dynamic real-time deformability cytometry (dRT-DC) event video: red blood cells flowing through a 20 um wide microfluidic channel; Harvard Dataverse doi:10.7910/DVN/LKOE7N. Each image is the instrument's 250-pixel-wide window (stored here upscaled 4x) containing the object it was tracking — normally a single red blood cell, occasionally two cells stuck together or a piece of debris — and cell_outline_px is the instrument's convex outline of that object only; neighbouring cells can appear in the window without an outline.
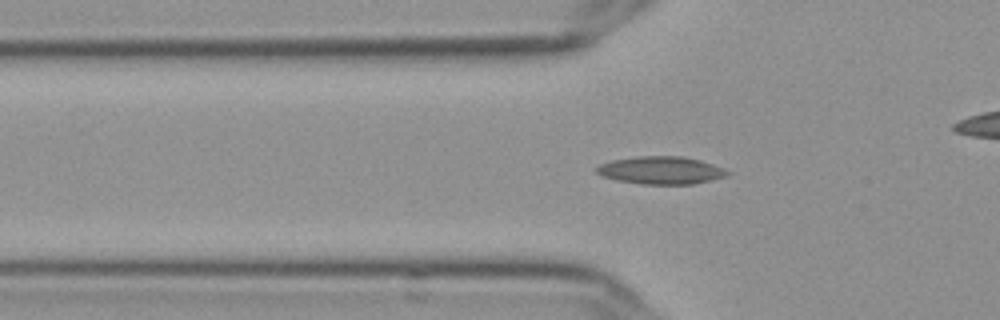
{"species": "Egyptian fruit bat (a non-hibernating species)", "species_latin": "Rousettus aegyptiacus", "temperature_condition": "cold", "stored_images_in_passage": 43, "camera_frame_rate_fps": 3000, "um_per_image_px": 0.085, "frame": {"image": 1, "passage_image": 5, "time_ms": 1.333, "image_size_px": [1000, 320], "cell_outline_px": [[732, 172], [728, 176], [692, 184], [640, 184], [616, 180], [600, 176], [596, 172], [596, 168], [600, 164], [612, 160], [636, 156], [684, 156], [700, 160], [724, 168]], "centroid_in_image_um": [56.18, 14.47], "position_along_channel_um": 69.6, "area_um2": 21.27}}
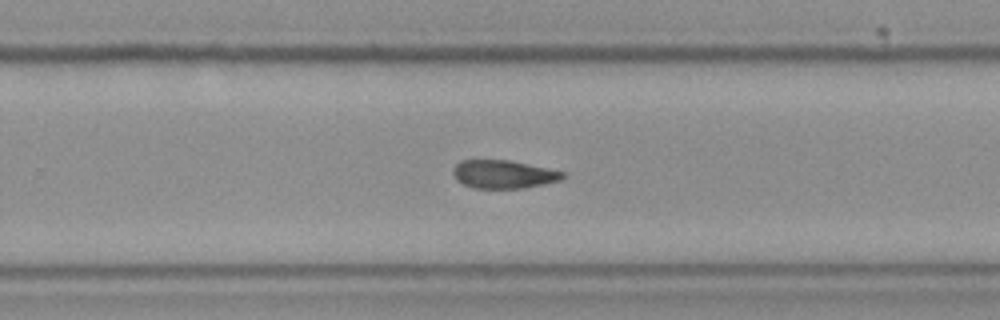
{"frame": {"image": 2, "passage_image": 23, "time_ms": 7.333, "image_size_px": [1000, 320], "cell_outline_px": [[568, 176], [560, 180], [544, 184], [524, 188], [472, 188], [456, 180], [452, 172], [452, 168], [460, 160], [508, 160], [568, 172]], "centroid_in_image_um": [42.82, 14.81], "position_along_channel_um": 287.0, "area_um2": 18.26}}
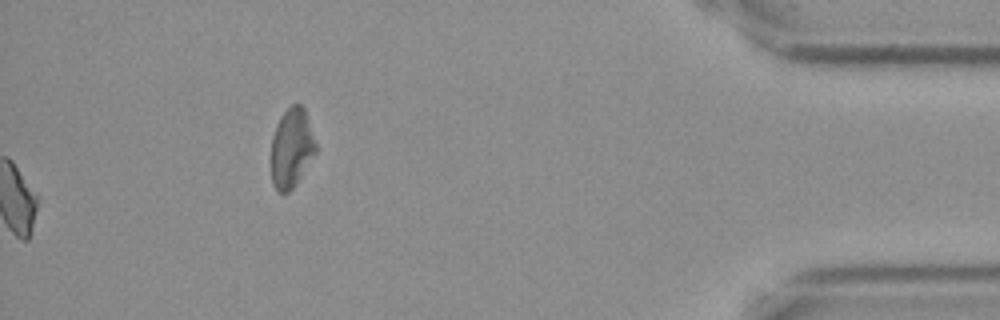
{"frame": {"image": 3, "passage_image": 43, "time_ms": 14.0, "image_size_px": [1000, 320], "cell_outline_px": [[316, 152], [296, 184], [288, 192], [280, 192], [276, 188], [272, 180], [272, 136], [276, 124], [280, 116], [292, 104], [300, 104], [304, 108], [316, 144]], "centroid_in_image_um": [24.78, 12.56], "position_along_channel_um": 410.4, "area_um2": 20.29}, "authors_computed_cell_mechanics": {"area_um2": 18.6694, "velocity_mm_per_s": 3.6331, "shape_relaxation_time_tau1_ms": null, "shape_relaxation_time_tau2_ms": 5.5195, "deformation_change_tau1": null, "deformation_change_tau2": 0.1199}}